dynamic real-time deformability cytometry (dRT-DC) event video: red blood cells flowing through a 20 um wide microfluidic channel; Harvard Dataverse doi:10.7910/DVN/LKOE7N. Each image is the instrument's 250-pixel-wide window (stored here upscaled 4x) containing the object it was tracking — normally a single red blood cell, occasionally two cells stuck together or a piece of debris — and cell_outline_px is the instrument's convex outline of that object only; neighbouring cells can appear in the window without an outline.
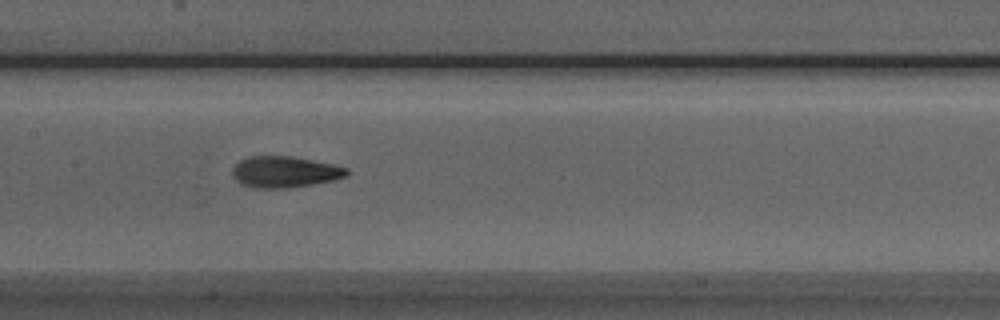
{"species": "Egyptian fruit bat (a non-hibernating species)", "species_latin": "Rousettus aegyptiacus", "temperature_condition": "room temperature", "stored_images_in_passage": 32, "camera_frame_rate_fps": 3000, "um_per_image_px": 0.085, "animal": {"sex": "male"}, "frame": {"image": 1, "passage_image": 9, "time_ms": 2.667, "image_size_px": [1000, 320], "cell_outline_px": [[348, 176], [332, 180], [312, 184], [288, 188], [252, 188], [240, 184], [232, 176], [232, 168], [240, 160], [252, 156], [292, 156], [332, 164], [348, 168]], "centroid_in_image_um": [24.17, 14.62], "position_along_channel_um": 183.2, "area_um2": 20.87}}
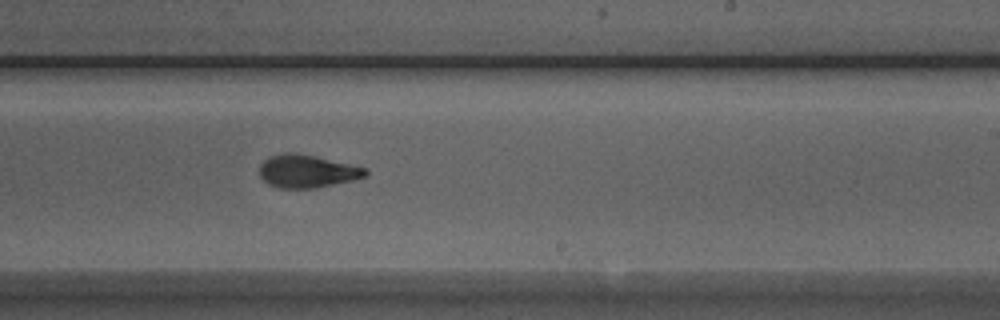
{"frame": {"image": 2, "passage_image": 15, "time_ms": 4.667, "image_size_px": [1000, 320], "cell_outline_px": [[368, 176], [352, 180], [316, 188], [280, 188], [268, 184], [260, 176], [260, 164], [268, 156], [284, 152], [296, 152], [316, 156], [368, 168]], "centroid_in_image_um": [26.11, 14.54], "position_along_channel_um": 262.9, "area_um2": 20.52}}
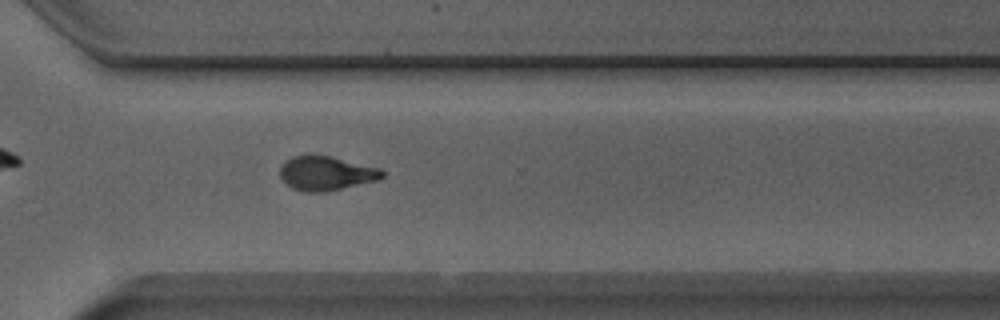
{"frame": {"image": 3, "passage_image": 21, "time_ms": 6.667, "image_size_px": [1000, 320], "cell_outline_px": [[384, 176], [376, 180], [324, 192], [304, 192], [292, 188], [280, 176], [280, 168], [292, 156], [328, 156], [380, 168], [384, 172]], "centroid_in_image_um": [27.72, 14.74], "position_along_channel_um": 342.9, "area_um2": 19.77}}